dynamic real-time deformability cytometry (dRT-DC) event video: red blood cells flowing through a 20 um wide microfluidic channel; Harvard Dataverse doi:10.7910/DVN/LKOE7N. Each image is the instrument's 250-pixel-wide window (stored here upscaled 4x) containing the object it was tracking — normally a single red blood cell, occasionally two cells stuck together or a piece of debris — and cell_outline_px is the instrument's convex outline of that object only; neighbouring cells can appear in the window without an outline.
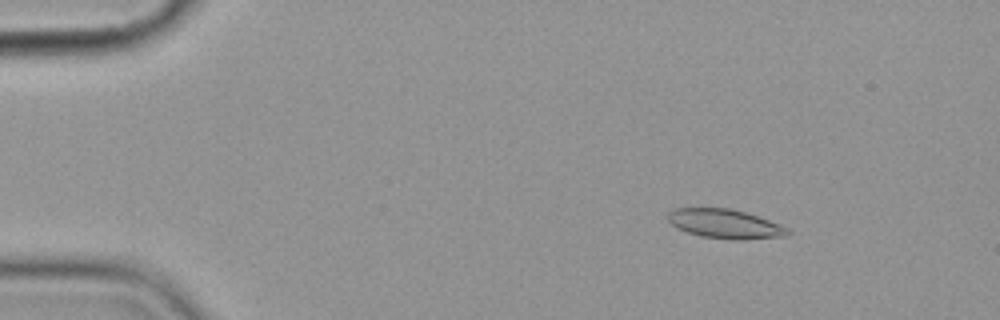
{"species": "common noctule bat (a hibernating species)", "species_latin": "Nyctalus noctula", "temperature_condition": "cold", "stored_images_in_passage": 11, "camera_frame_rate_fps": 3000, "um_per_image_px": 0.085, "animal": {"sex": "female", "body_mass_g": 19.9}, "frame": {"image": 1, "passage_image": 2, "time_ms": 2.0, "image_size_px": [1000, 320], "cell_outline_px": [[792, 232], [784, 236], [744, 240], [728, 240], [700, 236], [676, 228], [668, 220], [668, 212], [672, 208], [728, 208], [744, 212], [780, 224], [788, 228]], "centroid_in_image_um": [61.61, 19.04], "position_along_channel_um": 23.4, "area_um2": 20.46}}
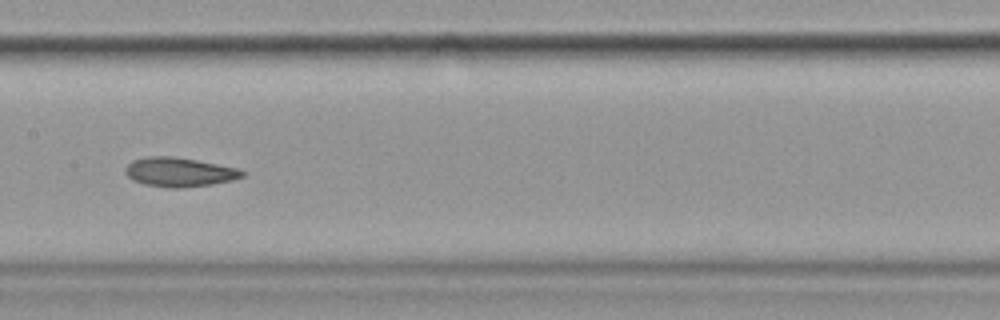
{"frame": {"image": 2, "passage_image": 8, "time_ms": 9.0, "image_size_px": [1000, 320], "cell_outline_px": [[244, 176], [232, 180], [212, 184], [180, 188], [168, 188], [144, 184], [132, 180], [124, 172], [124, 168], [132, 160], [144, 156], [172, 156], [196, 160], [236, 168], [244, 172]], "centroid_in_image_um": [15.18, 14.63], "position_along_channel_um": 192.2, "area_um2": 19.88}}
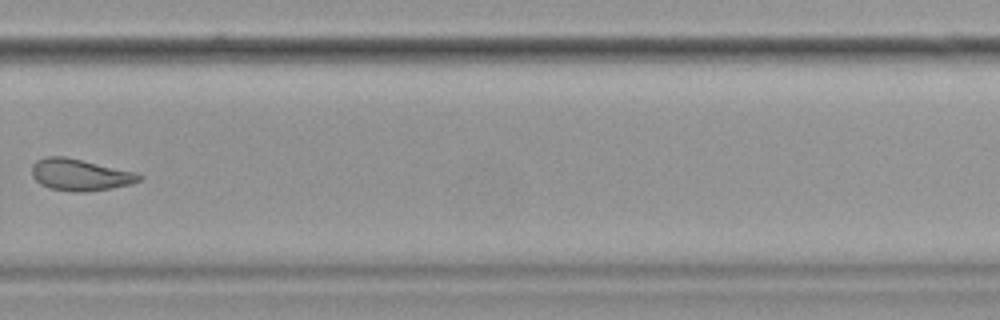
{"frame": {"image": 3, "passage_image": 11, "time_ms": 12.667, "image_size_px": [1000, 320], "cell_outline_px": [[144, 176], [140, 180], [128, 184], [112, 188], [84, 192], [72, 192], [48, 188], [40, 184], [32, 176], [32, 164], [36, 160], [48, 156], [64, 156], [136, 172]], "centroid_in_image_um": [6.78, 14.86], "position_along_channel_um": 323.0, "area_um2": 19.83}}